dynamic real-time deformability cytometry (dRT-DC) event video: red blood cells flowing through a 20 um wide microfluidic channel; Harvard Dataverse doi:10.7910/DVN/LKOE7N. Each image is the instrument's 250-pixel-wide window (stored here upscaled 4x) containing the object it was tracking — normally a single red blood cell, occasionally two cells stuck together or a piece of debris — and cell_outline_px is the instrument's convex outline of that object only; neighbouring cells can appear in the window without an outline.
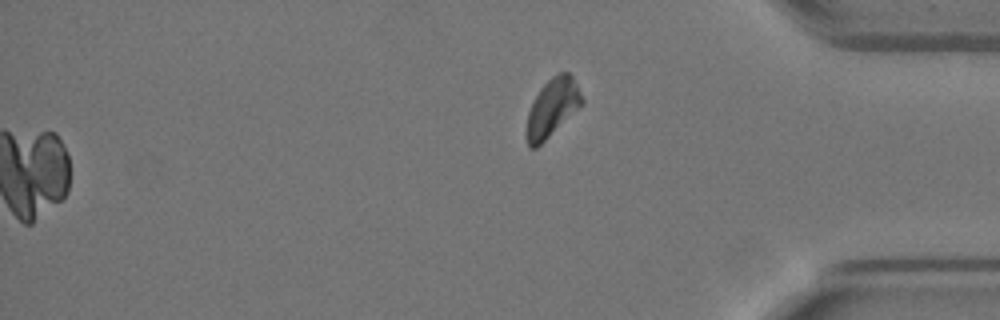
{"species": "Egyptian fruit bat (a non-hibernating species)", "species_latin": "Rousettus aegyptiacus", "temperature_condition": "warm", "stored_images_in_passage": 38, "camera_frame_rate_fps": 3000, "um_per_image_px": 0.085, "animal": {"sex": "female"}, "frame": {"image": 1, "passage_image": 38, "time_ms": 12.333, "image_size_px": [1000, 320], "cell_outline_px": [[584, 104], [536, 148], [528, 148], [528, 112], [540, 88], [556, 72], [568, 72], [572, 76], [584, 100]], "centroid_in_image_um": [46.98, 9.12], "position_along_channel_um": 388.2, "area_um2": 18.32}}